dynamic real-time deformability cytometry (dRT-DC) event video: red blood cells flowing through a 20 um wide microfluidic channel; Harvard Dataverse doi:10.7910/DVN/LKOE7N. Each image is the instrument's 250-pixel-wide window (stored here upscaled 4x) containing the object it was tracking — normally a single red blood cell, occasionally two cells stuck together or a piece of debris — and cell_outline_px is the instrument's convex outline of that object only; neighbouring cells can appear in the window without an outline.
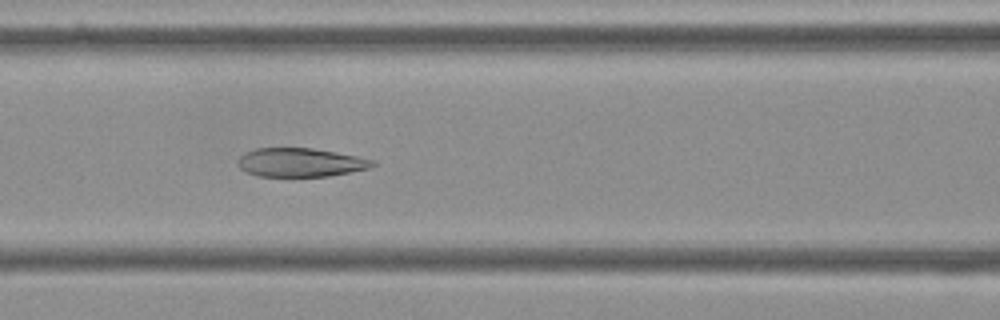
{"species": "Egyptian fruit bat (a non-hibernating species)", "species_latin": "Rousettus aegyptiacus", "temperature_condition": "cold", "stored_images_in_passage": 56, "camera_frame_rate_fps": 3000, "um_per_image_px": 0.085, "frame": {"image": 1, "passage_image": 23, "time_ms": 7.333, "image_size_px": [1000, 320], "cell_outline_px": [[376, 164], [368, 168], [328, 176], [260, 176], [244, 172], [240, 168], [236, 160], [244, 152], [256, 148], [312, 148], [336, 152], [376, 160]], "centroid_in_image_um": [25.49, 13.8], "position_along_channel_um": 141.1, "area_um2": 22.54}}
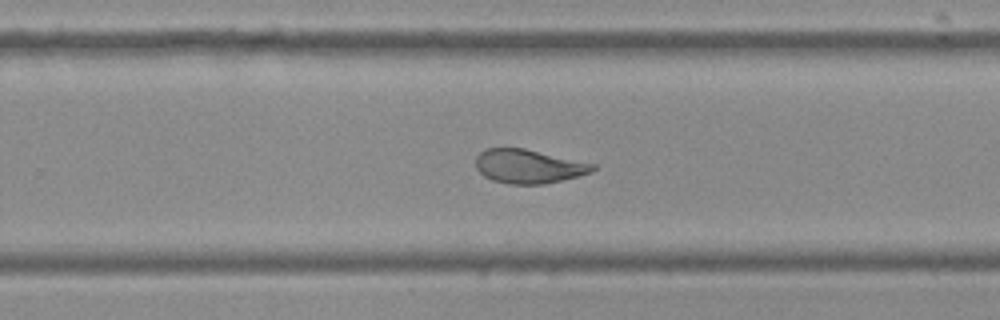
{"frame": {"image": 2, "passage_image": 35, "time_ms": 11.333, "image_size_px": [1000, 320], "cell_outline_px": [[596, 168], [592, 172], [580, 176], [544, 184], [508, 184], [492, 180], [484, 176], [476, 168], [476, 156], [480, 152], [488, 148], [524, 148], [596, 164]], "centroid_in_image_um": [44.94, 14.14], "position_along_channel_um": 284.9, "area_um2": 23.18}}
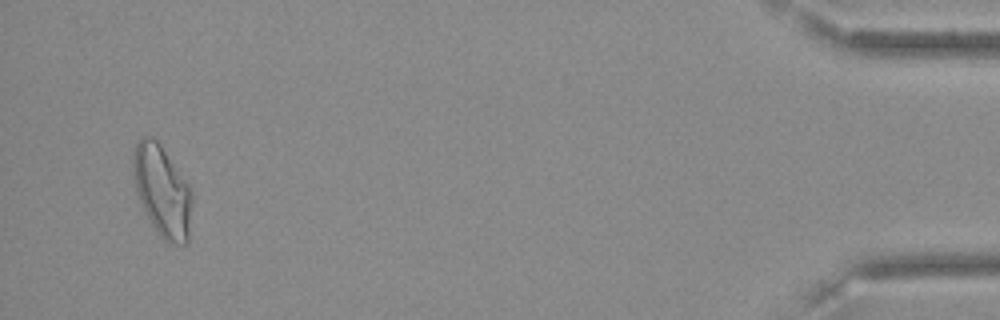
{"frame": {"image": 3, "passage_image": 53, "time_ms": 17.333, "image_size_px": [1000, 320], "cell_outline_px": [[192, 200], [188, 244], [172, 244], [164, 240], [156, 232], [136, 192], [132, 176], [132, 156], [136, 144], [144, 136], [152, 136], [160, 144], [188, 184], [192, 192]], "centroid_in_image_um": [13.78, 16.25], "position_along_channel_um": 421.4, "area_um2": 31.21}}